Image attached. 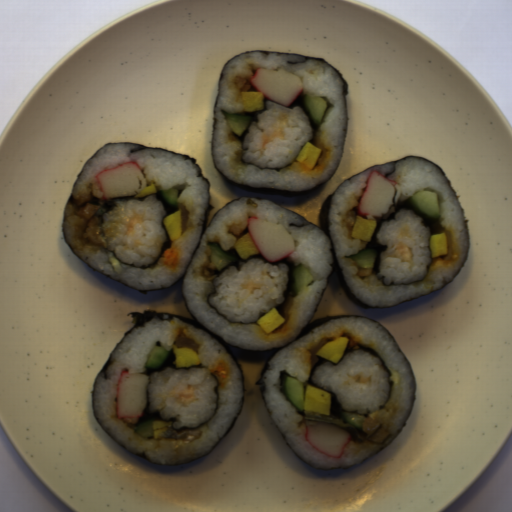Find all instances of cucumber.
<instances>
[{
	"instance_id": "8b760119",
	"label": "cucumber",
	"mask_w": 512,
	"mask_h": 512,
	"mask_svg": "<svg viewBox=\"0 0 512 512\" xmlns=\"http://www.w3.org/2000/svg\"><path fill=\"white\" fill-rule=\"evenodd\" d=\"M279 390L285 400L299 414L306 417V389L304 382L297 380L296 376H289L288 371L279 372Z\"/></svg>"
},
{
	"instance_id": "586b57bf",
	"label": "cucumber",
	"mask_w": 512,
	"mask_h": 512,
	"mask_svg": "<svg viewBox=\"0 0 512 512\" xmlns=\"http://www.w3.org/2000/svg\"><path fill=\"white\" fill-rule=\"evenodd\" d=\"M409 204L416 207L420 213L430 219H440L442 212L438 192L435 189L416 191L409 199Z\"/></svg>"
},
{
	"instance_id": "888e309b",
	"label": "cucumber",
	"mask_w": 512,
	"mask_h": 512,
	"mask_svg": "<svg viewBox=\"0 0 512 512\" xmlns=\"http://www.w3.org/2000/svg\"><path fill=\"white\" fill-rule=\"evenodd\" d=\"M302 102L311 118L316 125H321L324 118L328 101L311 93L303 96Z\"/></svg>"
},
{
	"instance_id": "2a18db57",
	"label": "cucumber",
	"mask_w": 512,
	"mask_h": 512,
	"mask_svg": "<svg viewBox=\"0 0 512 512\" xmlns=\"http://www.w3.org/2000/svg\"><path fill=\"white\" fill-rule=\"evenodd\" d=\"M207 247L210 248L211 254L208 260L212 263V265L217 268L219 271L223 270L226 266L232 263H239V259L231 256L223 249V247L217 242H207Z\"/></svg>"
},
{
	"instance_id": "734fbe4a",
	"label": "cucumber",
	"mask_w": 512,
	"mask_h": 512,
	"mask_svg": "<svg viewBox=\"0 0 512 512\" xmlns=\"http://www.w3.org/2000/svg\"><path fill=\"white\" fill-rule=\"evenodd\" d=\"M292 277H293V287L292 291L296 295L301 292V290L306 287L310 286L314 283V278L311 270L304 265L303 263H298L295 265L293 271H292Z\"/></svg>"
},
{
	"instance_id": "9523449b",
	"label": "cucumber",
	"mask_w": 512,
	"mask_h": 512,
	"mask_svg": "<svg viewBox=\"0 0 512 512\" xmlns=\"http://www.w3.org/2000/svg\"><path fill=\"white\" fill-rule=\"evenodd\" d=\"M223 114L236 135L242 136L250 122L254 119L252 115H246L243 113H228L223 111Z\"/></svg>"
},
{
	"instance_id": "570f5f39",
	"label": "cucumber",
	"mask_w": 512,
	"mask_h": 512,
	"mask_svg": "<svg viewBox=\"0 0 512 512\" xmlns=\"http://www.w3.org/2000/svg\"><path fill=\"white\" fill-rule=\"evenodd\" d=\"M170 356V350L162 345H154L148 352L144 366L150 369H158Z\"/></svg>"
},
{
	"instance_id": "eb4e599e",
	"label": "cucumber",
	"mask_w": 512,
	"mask_h": 512,
	"mask_svg": "<svg viewBox=\"0 0 512 512\" xmlns=\"http://www.w3.org/2000/svg\"><path fill=\"white\" fill-rule=\"evenodd\" d=\"M377 252L378 250L375 249L362 248L357 253L347 258L353 259L361 269H371L375 265Z\"/></svg>"
},
{
	"instance_id": "d16d356f",
	"label": "cucumber",
	"mask_w": 512,
	"mask_h": 512,
	"mask_svg": "<svg viewBox=\"0 0 512 512\" xmlns=\"http://www.w3.org/2000/svg\"><path fill=\"white\" fill-rule=\"evenodd\" d=\"M128 424V423H127ZM142 439L153 440L155 436V429L152 421L145 420L136 424H128Z\"/></svg>"
},
{
	"instance_id": "6e59e6d7",
	"label": "cucumber",
	"mask_w": 512,
	"mask_h": 512,
	"mask_svg": "<svg viewBox=\"0 0 512 512\" xmlns=\"http://www.w3.org/2000/svg\"><path fill=\"white\" fill-rule=\"evenodd\" d=\"M341 415L343 419L357 429H360L362 423L366 421L367 416L356 411L342 410Z\"/></svg>"
},
{
	"instance_id": "c44ba721",
	"label": "cucumber",
	"mask_w": 512,
	"mask_h": 512,
	"mask_svg": "<svg viewBox=\"0 0 512 512\" xmlns=\"http://www.w3.org/2000/svg\"><path fill=\"white\" fill-rule=\"evenodd\" d=\"M158 192L160 193L162 199L167 204H170L172 206H176L177 201H178L179 189H177L176 187L175 188H170V189H160Z\"/></svg>"
},
{
	"instance_id": "ad74445d",
	"label": "cucumber",
	"mask_w": 512,
	"mask_h": 512,
	"mask_svg": "<svg viewBox=\"0 0 512 512\" xmlns=\"http://www.w3.org/2000/svg\"><path fill=\"white\" fill-rule=\"evenodd\" d=\"M107 256H108V259L110 261V263L112 264V266L114 267V269H118L120 268L121 266V261L119 260V258L114 254L113 251H109L108 250V253H107Z\"/></svg>"
}]
</instances>
